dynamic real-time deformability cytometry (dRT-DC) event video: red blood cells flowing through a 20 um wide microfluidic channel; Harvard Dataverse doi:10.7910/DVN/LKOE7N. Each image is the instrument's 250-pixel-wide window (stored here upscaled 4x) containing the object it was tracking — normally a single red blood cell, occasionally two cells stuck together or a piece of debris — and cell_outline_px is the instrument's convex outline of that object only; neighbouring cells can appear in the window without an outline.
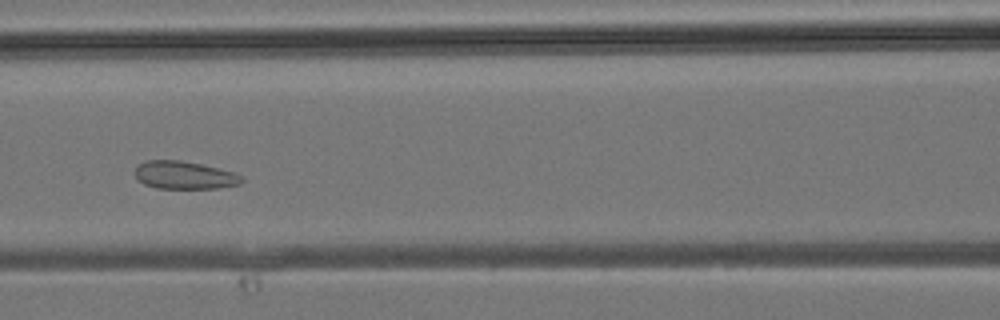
{"species": "common noctule bat (a hibernating species)", "species_latin": "Nyctalus noctula", "temperature_condition": "room temperature", "stored_images_in_passage": 33, "camera_frame_rate_fps": 3000, "um_per_image_px": 0.085, "animal": {"sex": "male", "body_mass_g": 19.2, "forearm_length_mm": 51.8}, "frame": {"image": 1, "passage_image": 13, "time_ms": 4.0, "image_size_px": [1000, 320], "cell_outline_px": [[244, 180], [240, 184], [216, 188], [156, 188], [144, 184], [136, 180], [136, 168], [140, 164], [148, 160], [180, 160], [200, 164], [236, 172], [244, 176]], "centroid_in_image_um": [15.71, 14.89], "position_along_channel_um": 150.9, "area_um2": 17.34}}
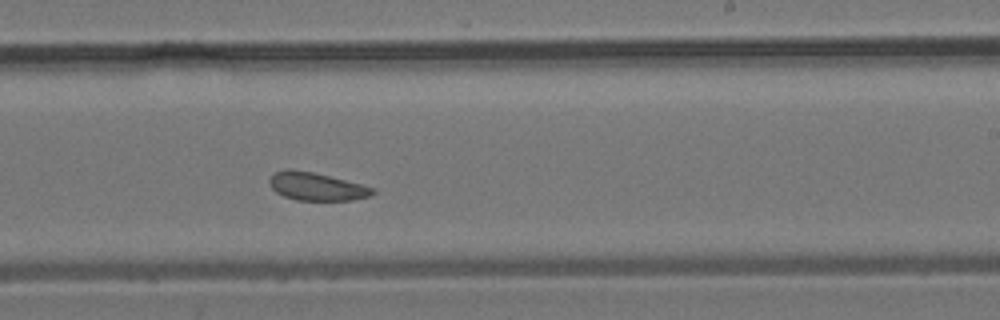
{"frame": {"image": 2, "passage_image": 19, "time_ms": 6.0, "image_size_px": [1000, 320], "cell_outline_px": [[376, 192], [368, 196], [352, 200], [296, 200], [284, 196], [276, 192], [268, 184], [268, 180], [276, 172], [288, 168], [312, 172], [376, 188]], "centroid_in_image_um": [26.88, 15.85], "position_along_channel_um": 262.1, "area_um2": 16.65}}
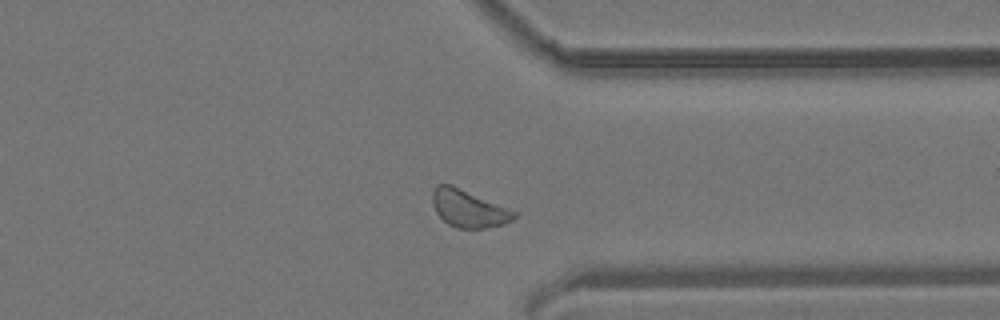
{"frame": {"image": 3, "passage_image": 25, "time_ms": 8.0, "image_size_px": [1000, 320], "cell_outline_px": [[516, 216], [512, 220], [504, 224], [488, 228], [456, 228], [448, 224], [436, 212], [432, 204], [432, 192], [436, 184], [452, 184], [516, 212]], "centroid_in_image_um": [39.79, 17.72], "position_along_channel_um": 371.6, "area_um2": 17.69}}